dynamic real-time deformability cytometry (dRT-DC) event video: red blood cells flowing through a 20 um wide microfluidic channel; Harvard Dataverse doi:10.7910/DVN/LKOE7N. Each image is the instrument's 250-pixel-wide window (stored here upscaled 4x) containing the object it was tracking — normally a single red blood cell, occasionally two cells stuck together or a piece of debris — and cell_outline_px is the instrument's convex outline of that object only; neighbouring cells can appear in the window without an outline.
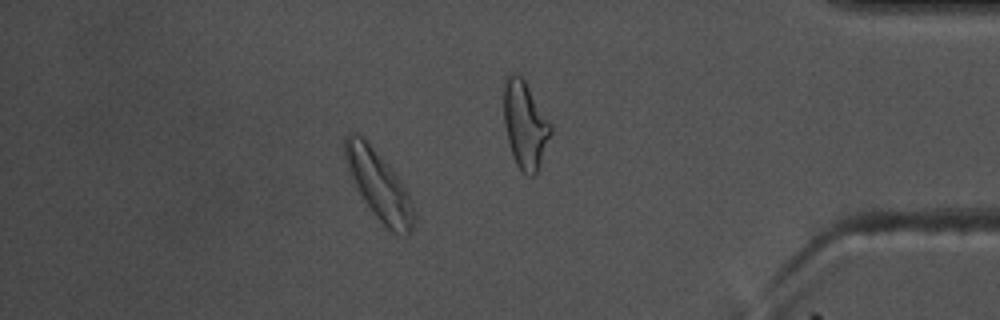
{"species": "common noctule bat (a hibernating species)", "species_latin": "Nyctalus noctula", "temperature_condition": "warm", "stored_images_in_passage": 59, "camera_frame_rate_fps": 3000, "um_per_image_px": 0.085, "animal": {"sex": "male", "body_mass_g": 17.5, "forearm_length_mm": 52.3}, "frame": {"image": 1, "passage_image": 51, "time_ms": 16.667, "image_size_px": [1000, 320], "cell_outline_px": [[416, 220], [412, 232], [408, 236], [404, 236], [392, 232], [376, 216], [352, 184], [344, 160], [344, 136], [348, 132], [356, 132], [364, 136], [396, 172], [404, 184], [412, 200], [416, 212]], "centroid_in_image_um": [32.21, 15.71], "position_along_channel_um": 403.0, "area_um2": 28.73}, "authors_computed_cell_mechanics": {"area_um2": 19.8254, "velocity_mm_per_s": 3.5647, "shape_relaxation_time_tau1_ms": 2.5353, "shape_relaxation_time_tau2_ms": 2.9817, "deformation_change_tau1": 0.098, "deformation_change_tau2": 0.0553}}